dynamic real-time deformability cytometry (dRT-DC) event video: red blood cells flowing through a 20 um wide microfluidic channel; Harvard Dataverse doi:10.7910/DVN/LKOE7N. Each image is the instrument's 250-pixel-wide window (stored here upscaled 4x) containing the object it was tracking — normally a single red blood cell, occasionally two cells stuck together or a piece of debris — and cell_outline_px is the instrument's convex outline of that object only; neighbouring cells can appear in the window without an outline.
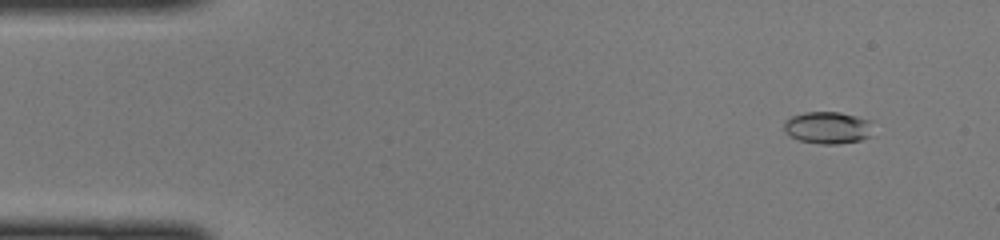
{"species": "common noctule bat (a hibernating species)", "species_latin": "Nyctalus noctula", "temperature_condition": "cold", "stored_images_in_passage": 45, "camera_frame_rate_fps": 3000, "um_per_image_px": 0.085, "animal": {"sex": "female", "body_mass_g": 22.0, "forearm_length_mm": 56.7}, "frame": {"image": 1, "passage_image": 2, "time_ms": 0.333, "image_size_px": [1000, 240], "cell_outline_px": [[872, 136], [860, 140], [836, 144], [820, 144], [800, 140], [788, 136], [784, 132], [784, 120], [792, 116], [804, 112], [840, 112], [872, 120]], "centroid_in_image_um": [70.36, 10.85], "position_along_channel_um": 14.6, "area_um2": 16.94}}
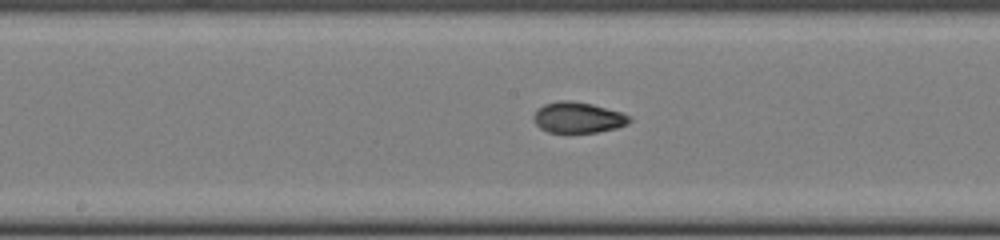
{"frame": {"image": 2, "passage_image": 22, "time_ms": 7.0, "image_size_px": [1000, 240], "cell_outline_px": [[632, 120], [628, 124], [616, 128], [596, 132], [548, 132], [540, 128], [536, 124], [532, 116], [536, 108], [544, 104], [560, 100], [568, 100], [592, 104], [620, 112], [632, 116]], "centroid_in_image_um": [49.12, 9.98], "position_along_channel_um": 199.1, "area_um2": 17.28}}
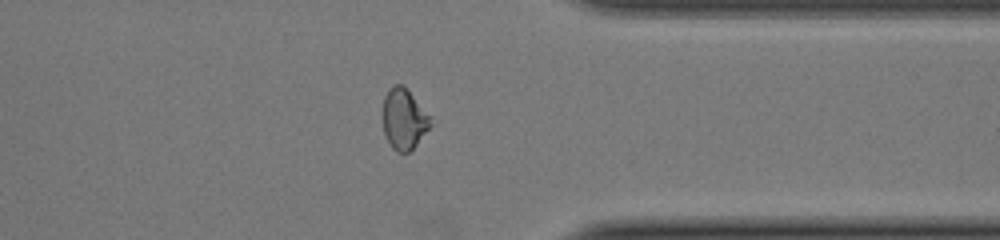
{"frame": {"image": 3, "passage_image": 35, "time_ms": 11.333, "image_size_px": [1000, 240], "cell_outline_px": [[432, 124], [416, 144], [408, 152], [396, 152], [392, 148], [384, 132], [380, 116], [384, 96], [388, 88], [392, 84], [400, 84], [432, 116]], "centroid_in_image_um": [34.29, 10.11], "position_along_channel_um": 377.1, "area_um2": 17.05}}